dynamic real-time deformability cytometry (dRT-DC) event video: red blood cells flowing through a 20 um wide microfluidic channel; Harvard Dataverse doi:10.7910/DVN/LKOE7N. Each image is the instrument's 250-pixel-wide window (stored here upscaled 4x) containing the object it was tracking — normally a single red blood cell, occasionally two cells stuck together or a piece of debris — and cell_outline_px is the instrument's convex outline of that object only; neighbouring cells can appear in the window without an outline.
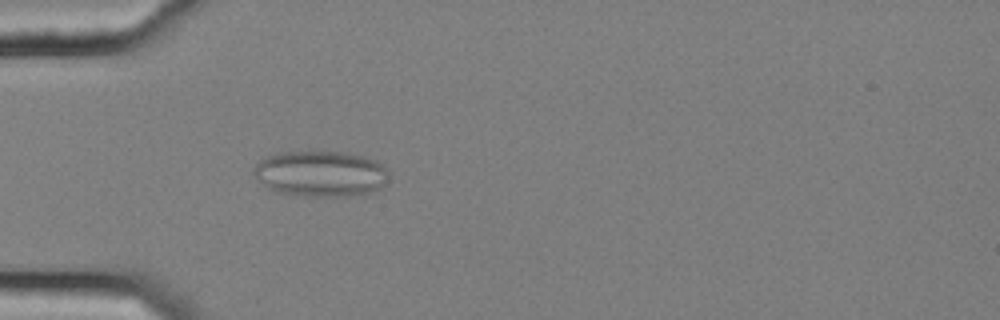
{"species": "common noctule bat (a hibernating species)", "species_latin": "Nyctalus noctula", "temperature_condition": "cold", "stored_images_in_passage": 54, "camera_frame_rate_fps": 3000, "um_per_image_px": 0.085, "animal": {"sex": "female", "body_mass_g": 25.1}, "frame": {"image": 1, "passage_image": 16, "time_ms": 5.0, "image_size_px": [1000, 320], "cell_outline_px": [[388, 180], [380, 188], [372, 192], [348, 196], [308, 196], [276, 192], [268, 188], [252, 172], [252, 168], [260, 160], [268, 156], [280, 152], [348, 152], [364, 156], [376, 160], [384, 164], [388, 168]], "centroid_in_image_um": [27.3, 14.76], "position_along_channel_um": 57.7, "area_um2": 36.24}, "authors_computed_cell_mechanics": {"area_um2": 28.7844, "velocity_mm_per_s": 3.6608, "shape_relaxation_time_tau1_ms": null, "shape_relaxation_time_tau2_ms": 1.4783, "deformation_change_tau1": null, "deformation_change_tau2": 0.0872}}